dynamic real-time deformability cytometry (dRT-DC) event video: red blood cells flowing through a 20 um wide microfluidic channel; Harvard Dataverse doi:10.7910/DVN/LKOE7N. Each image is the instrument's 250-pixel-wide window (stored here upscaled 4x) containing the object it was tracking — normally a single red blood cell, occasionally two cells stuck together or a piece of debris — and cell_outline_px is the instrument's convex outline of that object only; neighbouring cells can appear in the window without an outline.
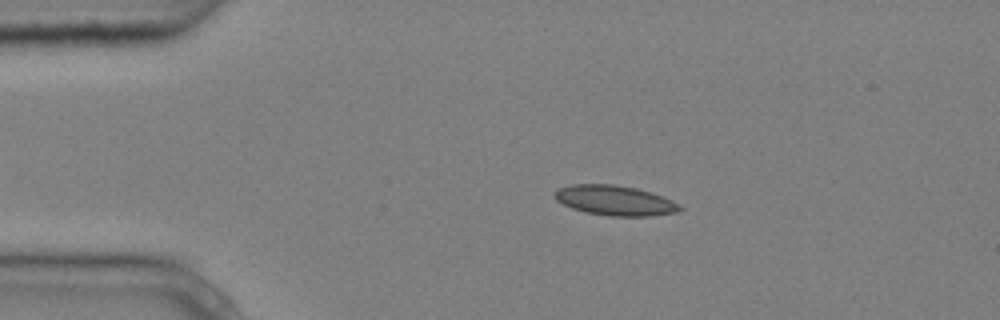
{"species": "common noctule bat (a hibernating species)", "species_latin": "Nyctalus noctula", "temperature_condition": "cold", "stored_images_in_passage": 5, "camera_frame_rate_fps": 3000, "um_per_image_px": 0.085, "animal": {"sex": "male", "body_mass_g": 20.4}, "frame": {"image": 1, "passage_image": 2, "time_ms": 0.333, "image_size_px": [1000, 320], "cell_outline_px": [[684, 208], [676, 212], [652, 216], [608, 216], [584, 212], [572, 208], [556, 200], [552, 196], [552, 192], [556, 188], [572, 184], [616, 184], [636, 188], [672, 200], [680, 204]], "centroid_in_image_um": [52.21, 17.03], "position_along_channel_um": 32.8, "area_um2": 22.08}}
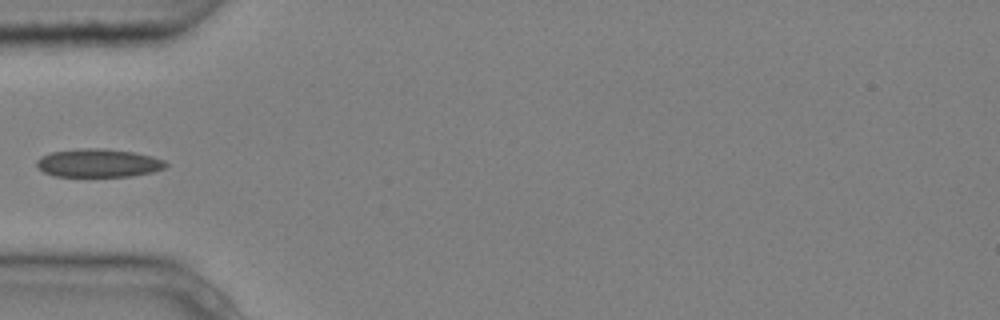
{"frame": {"image": 2, "passage_image": 4, "time_ms": 1.0, "image_size_px": [1000, 320], "cell_outline_px": [[168, 164], [164, 168], [152, 172], [132, 176], [52, 176], [36, 168], [36, 160], [40, 156], [52, 152], [80, 148], [104, 148], [132, 152], [152, 156], [164, 160]], "centroid_in_image_um": [8.32, 13.85], "position_along_channel_um": 76.7, "area_um2": 21.39}}
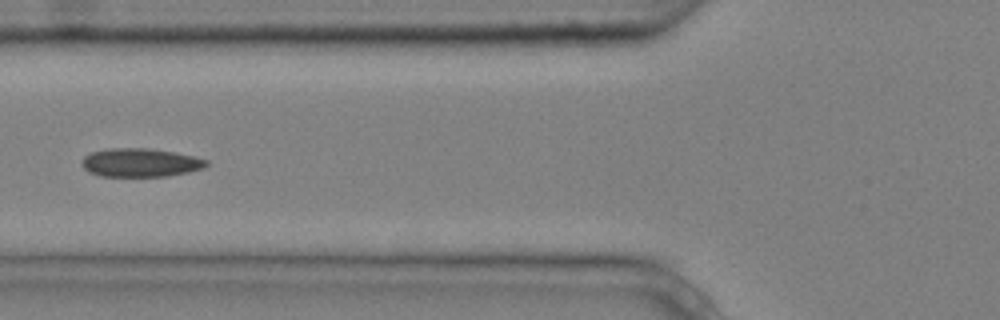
{"frame": {"image": 3, "passage_image": 5, "time_ms": 1.333, "image_size_px": [1000, 320], "cell_outline_px": [[208, 164], [204, 168], [188, 172], [164, 176], [100, 176], [88, 172], [84, 168], [84, 156], [92, 152], [108, 148], [144, 148], [176, 152], [208, 160]], "centroid_in_image_um": [11.95, 13.82], "position_along_channel_um": 113.9, "area_um2": 20.52}}